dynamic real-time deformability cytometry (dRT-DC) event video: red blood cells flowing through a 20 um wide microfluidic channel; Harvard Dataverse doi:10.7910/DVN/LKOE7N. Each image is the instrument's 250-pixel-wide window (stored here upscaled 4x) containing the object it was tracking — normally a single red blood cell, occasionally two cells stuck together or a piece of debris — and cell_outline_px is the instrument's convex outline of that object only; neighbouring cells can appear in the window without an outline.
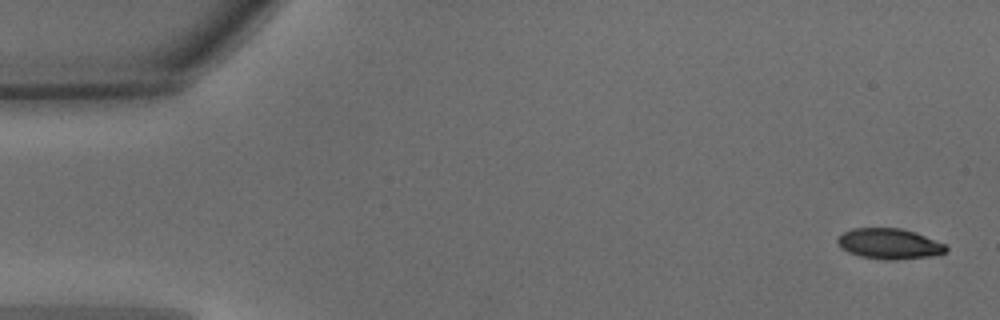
{"species": "common noctule bat (a hibernating species)", "species_latin": "Nyctalus noctula", "temperature_condition": "warm", "stored_images_in_passage": 49, "camera_frame_rate_fps": 3000, "um_per_image_px": 0.085, "animal": {"sex": "male", "body_mass_g": 15.6}, "frame": {"image": 1, "passage_image": 1, "time_ms": 0.0, "image_size_px": [1000, 320], "cell_outline_px": [[948, 248], [944, 252], [928, 256], [892, 260], [888, 260], [860, 256], [848, 252], [840, 248], [836, 240], [844, 232], [852, 228], [900, 228], [916, 232], [944, 244]], "centroid_in_image_um": [75.54, 20.71], "position_along_channel_um": 9.5, "area_um2": 19.07}}
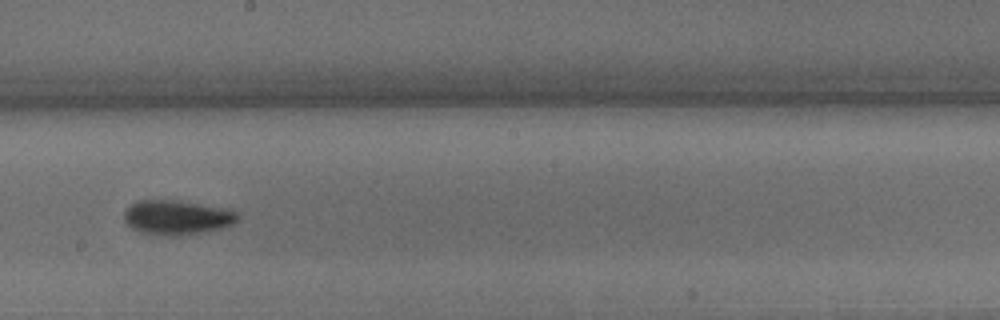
{"frame": {"image": 2, "passage_image": 27, "time_ms": 8.667, "image_size_px": [1000, 320], "cell_outline_px": [[240, 216], [232, 224], [224, 228], [180, 236], [160, 236], [140, 232], [132, 228], [124, 220], [124, 208], [136, 200], [180, 200], [220, 208], [236, 212]], "centroid_in_image_um": [14.98, 18.49], "position_along_channel_um": 233.2, "area_um2": 23.0}}
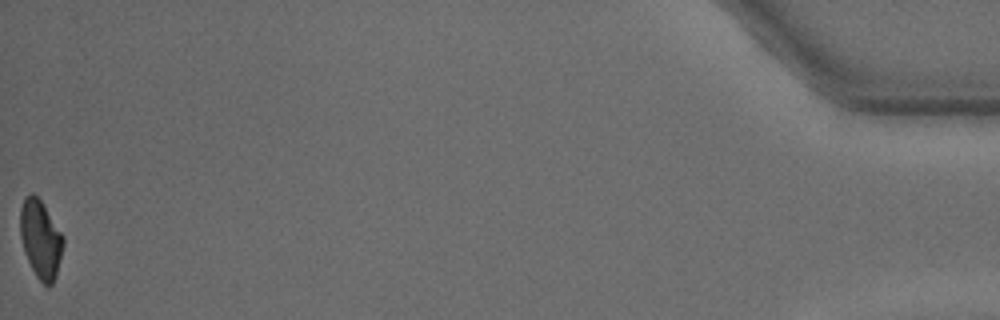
{"frame": {"image": 3, "passage_image": 49, "time_ms": 16.0, "image_size_px": [1000, 320], "cell_outline_px": [[64, 244], [56, 276], [52, 284], [48, 288], [36, 276], [24, 252], [20, 236], [20, 208], [24, 196], [32, 192], [40, 200], [64, 236]], "centroid_in_image_um": [3.44, 20.33], "position_along_channel_um": 431.8, "area_um2": 19.59}, "authors_computed_cell_mechanics": {"area_um2": 20.6924, "velocity_mm_per_s": 4.0746, "shape_relaxation_time_tau1_ms": 3.1931, "shape_relaxation_time_tau2_ms": 3.4422, "deformation_change_tau1": 0.1274, "deformation_change_tau2": 0.0804}}